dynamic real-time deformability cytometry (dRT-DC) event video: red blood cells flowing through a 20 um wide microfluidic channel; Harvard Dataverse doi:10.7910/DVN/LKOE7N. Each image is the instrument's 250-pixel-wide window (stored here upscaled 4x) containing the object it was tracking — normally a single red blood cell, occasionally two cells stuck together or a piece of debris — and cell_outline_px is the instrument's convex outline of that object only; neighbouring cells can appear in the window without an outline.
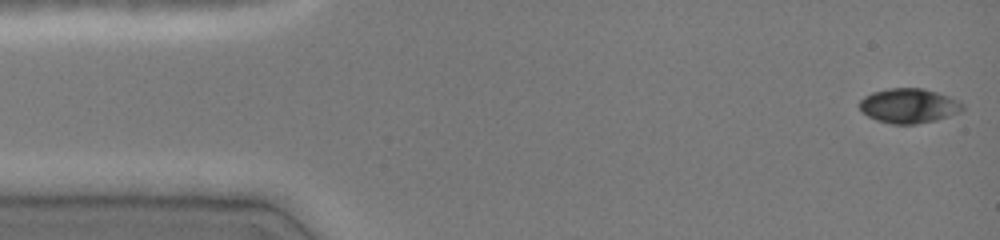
{"species": "common noctule bat (a hibernating species)", "species_latin": "Nyctalus noctula", "temperature_condition": "cold", "stored_images_in_passage": 46, "camera_frame_rate_fps": 3000, "um_per_image_px": 0.085, "animal": {"sex": "female", "body_mass_g": 19.0, "forearm_length_mm": 51.5}, "frame": {"image": 1, "passage_image": 1, "time_ms": 0.0, "image_size_px": [1000, 240], "cell_outline_px": [[964, 108], [960, 112], [936, 120], [916, 124], [892, 124], [876, 120], [868, 116], [860, 108], [860, 100], [864, 96], [872, 92], [888, 88], [924, 88], [960, 100], [964, 104]], "centroid_in_image_um": [77.27, 8.98], "position_along_channel_um": 7.7, "area_um2": 20.87}}
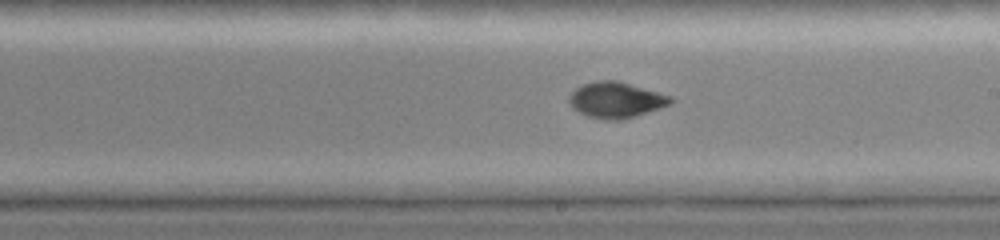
{"frame": {"image": 2, "passage_image": 26, "time_ms": 8.333, "image_size_px": [1000, 240], "cell_outline_px": [[676, 100], [672, 104], [660, 108], [620, 120], [608, 120], [588, 116], [572, 108], [568, 100], [568, 96], [576, 88], [584, 84], [596, 80], [616, 80], [672, 96]], "centroid_in_image_um": [52.37, 8.49], "position_along_channel_um": 236.6, "area_um2": 21.1}}
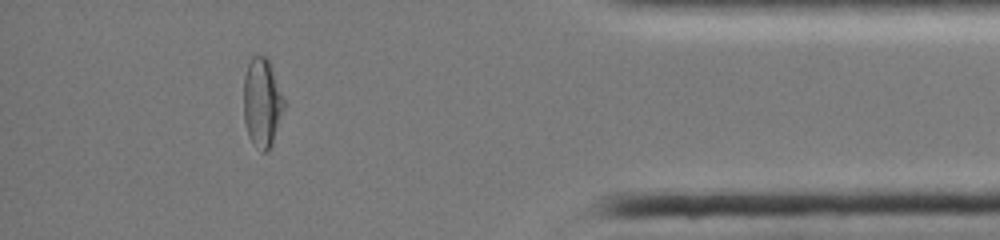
{"frame": {"image": 3, "passage_image": 41, "time_ms": 13.333, "image_size_px": [1000, 240], "cell_outline_px": [[284, 108], [272, 144], [268, 152], [260, 152], [248, 136], [244, 120], [244, 76], [248, 64], [252, 56], [264, 56], [268, 60], [284, 100]], "centroid_in_image_um": [22.25, 8.77], "position_along_channel_um": 412.9, "area_um2": 20.63}, "authors_computed_cell_mechanics": {"area_um2": 20.9236, "velocity_mm_per_s": 4.0911, "shape_relaxation_time_tau1_ms": 10.6693, "shape_relaxation_time_tau2_ms": 1.6782, "deformation_change_tau1": 0.3092, "deformation_change_tau2": 0.0479}}